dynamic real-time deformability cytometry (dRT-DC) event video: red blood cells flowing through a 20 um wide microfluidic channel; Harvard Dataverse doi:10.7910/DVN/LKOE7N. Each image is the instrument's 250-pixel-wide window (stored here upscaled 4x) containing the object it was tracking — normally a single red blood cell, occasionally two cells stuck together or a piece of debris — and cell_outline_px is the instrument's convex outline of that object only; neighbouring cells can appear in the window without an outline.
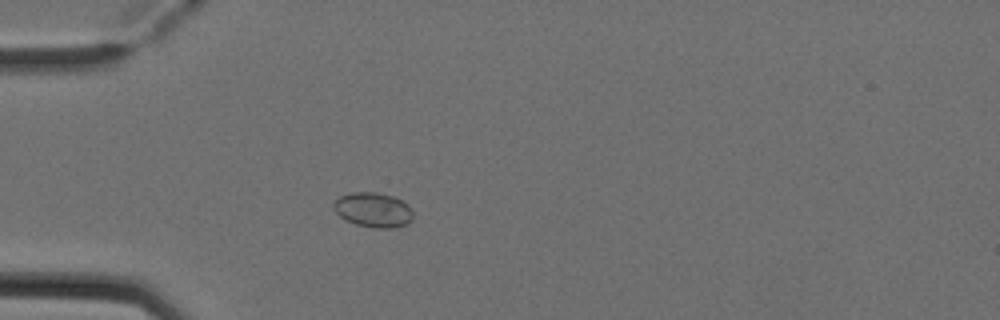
{"species": "Egyptian fruit bat (a non-hibernating species)", "species_latin": "Rousettus aegyptiacus", "temperature_condition": "cold", "stored_images_in_passage": 3, "camera_frame_rate_fps": 3000, "um_per_image_px": 0.085, "animal": {"sex": "female"}, "frame": {"image": 1, "passage_image": 3, "time_ms": 0.667, "image_size_px": [1000, 320], "cell_outline_px": [[412, 220], [404, 224], [392, 228], [376, 228], [356, 224], [340, 216], [332, 208], [332, 204], [340, 196], [352, 192], [376, 192], [392, 196], [408, 204], [412, 212]], "centroid_in_image_um": [31.7, 17.83], "position_along_channel_um": 53.3, "area_um2": 15.9}}